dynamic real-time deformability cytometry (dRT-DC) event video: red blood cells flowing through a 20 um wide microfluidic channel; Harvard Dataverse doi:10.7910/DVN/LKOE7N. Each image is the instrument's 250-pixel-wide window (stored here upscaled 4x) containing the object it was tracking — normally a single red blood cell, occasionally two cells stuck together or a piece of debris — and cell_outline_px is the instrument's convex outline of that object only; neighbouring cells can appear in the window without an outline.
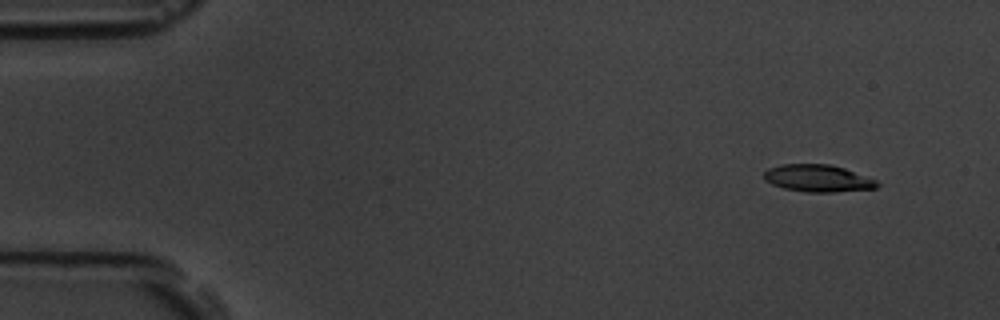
{"species": "common noctule bat (a hibernating species)", "species_latin": "Nyctalus noctula", "temperature_condition": "room temperature", "stored_images_in_passage": 4, "camera_frame_rate_fps": 3000, "um_per_image_px": 0.085, "animal": {"sex": "male", "body_mass_g": 19.5, "forearm_length_mm": 54.6}, "frame": {"image": 1, "passage_image": 2, "time_ms": 1.0, "image_size_px": [1000, 320], "cell_outline_px": [[880, 184], [876, 188], [832, 192], [804, 192], [784, 188], [772, 184], [764, 180], [764, 172], [768, 168], [780, 164], [828, 164], [844, 168], [876, 180]], "centroid_in_image_um": [69.48, 15.15], "position_along_channel_um": 15.5, "area_um2": 17.86}}
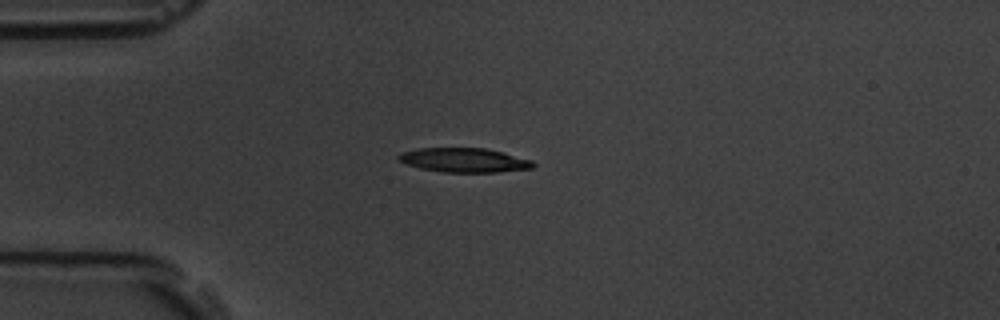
{"frame": {"image": 2, "passage_image": 4, "time_ms": 4.333, "image_size_px": [1000, 320], "cell_outline_px": [[536, 164], [532, 168], [496, 172], [440, 172], [420, 168], [396, 160], [396, 156], [400, 152], [416, 148], [484, 148], [532, 160]], "centroid_in_image_um": [39.38, 13.61], "position_along_channel_um": 45.6, "area_um2": 19.02}}